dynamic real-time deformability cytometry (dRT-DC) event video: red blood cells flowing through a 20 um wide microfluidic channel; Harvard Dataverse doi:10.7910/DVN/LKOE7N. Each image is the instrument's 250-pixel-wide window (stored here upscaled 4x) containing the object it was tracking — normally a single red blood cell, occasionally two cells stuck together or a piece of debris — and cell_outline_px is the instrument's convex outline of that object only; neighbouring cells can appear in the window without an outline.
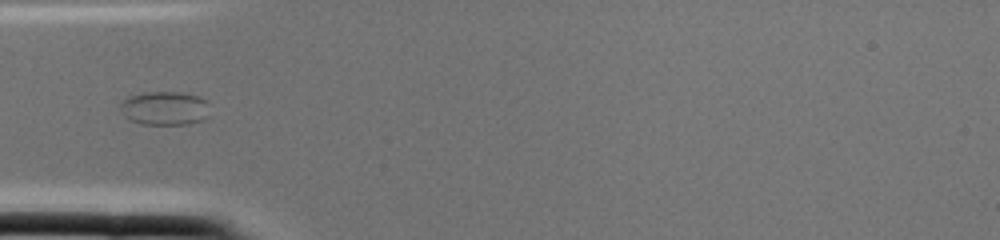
{"species": "common noctule bat (a hibernating species)", "species_latin": "Nyctalus noctula", "temperature_condition": "cold", "stored_images_in_passage": 2, "camera_frame_rate_fps": 3000, "um_per_image_px": 0.085, "animal": {"sex": "female", "body_mass_g": 22.0, "forearm_length_mm": 56.7}, "frame": {"image": 1, "passage_image": 2, "time_ms": 0.333, "image_size_px": [1000, 240], "cell_outline_px": [[208, 116], [204, 120], [188, 124], [140, 124], [128, 120], [124, 116], [120, 108], [120, 104], [128, 96], [144, 92], [180, 92], [200, 96], [208, 100]], "centroid_in_image_um": [14.01, 9.2], "position_along_channel_um": 71.0, "area_um2": 17.92}}